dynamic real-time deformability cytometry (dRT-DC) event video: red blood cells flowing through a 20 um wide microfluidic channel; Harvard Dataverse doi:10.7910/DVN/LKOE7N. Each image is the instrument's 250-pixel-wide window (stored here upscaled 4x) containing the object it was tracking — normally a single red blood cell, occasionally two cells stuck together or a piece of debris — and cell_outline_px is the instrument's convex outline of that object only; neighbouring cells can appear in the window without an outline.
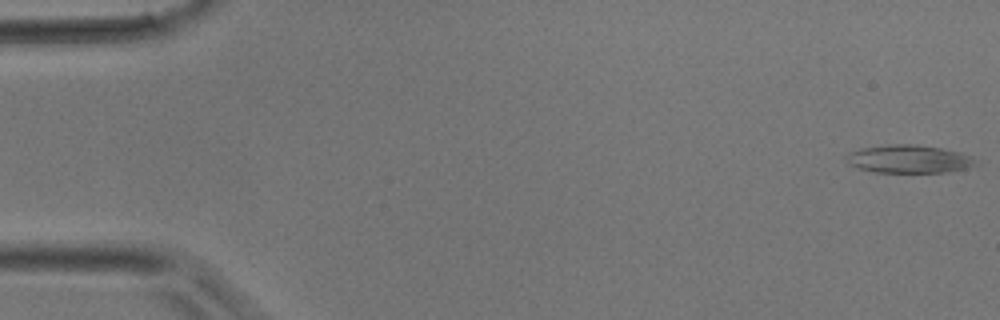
{"species": "common noctule bat (a hibernating species)", "species_latin": "Nyctalus noctula", "temperature_condition": "room temperature", "stored_images_in_passage": 7, "camera_frame_rate_fps": 3000, "um_per_image_px": 0.085, "animal": {"sex": "male", "body_mass_g": 17.9}, "frame": {"image": 1, "passage_image": 1, "time_ms": 0.0, "image_size_px": [1000, 320], "cell_outline_px": [[976, 160], [972, 164], [964, 168], [944, 172], [872, 172], [848, 164], [844, 160], [852, 152], [860, 148], [892, 144], [916, 144], [940, 148], [960, 152], [972, 156]], "centroid_in_image_um": [77.21, 13.51], "position_along_channel_um": 7.8, "area_um2": 20.81}}